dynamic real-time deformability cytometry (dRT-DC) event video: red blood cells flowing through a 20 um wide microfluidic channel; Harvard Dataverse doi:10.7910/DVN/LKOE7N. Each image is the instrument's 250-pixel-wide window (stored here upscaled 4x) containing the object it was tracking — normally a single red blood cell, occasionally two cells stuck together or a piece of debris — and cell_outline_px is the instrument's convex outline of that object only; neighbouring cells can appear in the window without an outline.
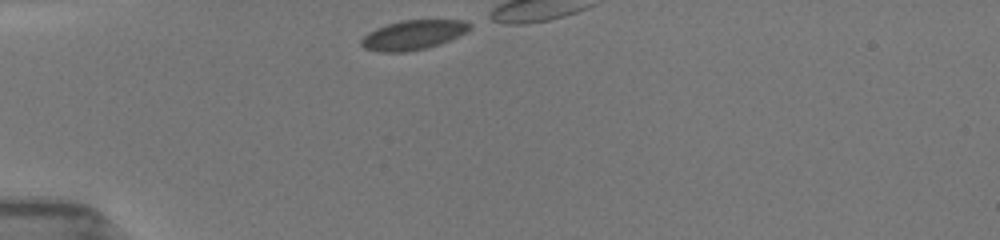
{"species": "common noctule bat (a hibernating species)", "species_latin": "Nyctalus noctula", "temperature_condition": "room temperature", "stored_images_in_passage": 6, "camera_frame_rate_fps": 3000, "um_per_image_px": 0.085, "animal": {"sex": "female", "body_mass_g": 19.5, "forearm_length_mm": 54.1}, "frame": {"image": 1, "passage_image": 1, "time_ms": 0.0, "image_size_px": [1000, 240], "cell_outline_px": [[472, 28], [440, 44], [428, 48], [404, 52], [376, 52], [364, 48], [360, 44], [360, 40], [368, 32], [388, 24], [404, 20], [464, 20], [472, 24]], "centroid_in_image_um": [35.09, 2.98], "position_along_channel_um": 49.9, "area_um2": 18.55}}